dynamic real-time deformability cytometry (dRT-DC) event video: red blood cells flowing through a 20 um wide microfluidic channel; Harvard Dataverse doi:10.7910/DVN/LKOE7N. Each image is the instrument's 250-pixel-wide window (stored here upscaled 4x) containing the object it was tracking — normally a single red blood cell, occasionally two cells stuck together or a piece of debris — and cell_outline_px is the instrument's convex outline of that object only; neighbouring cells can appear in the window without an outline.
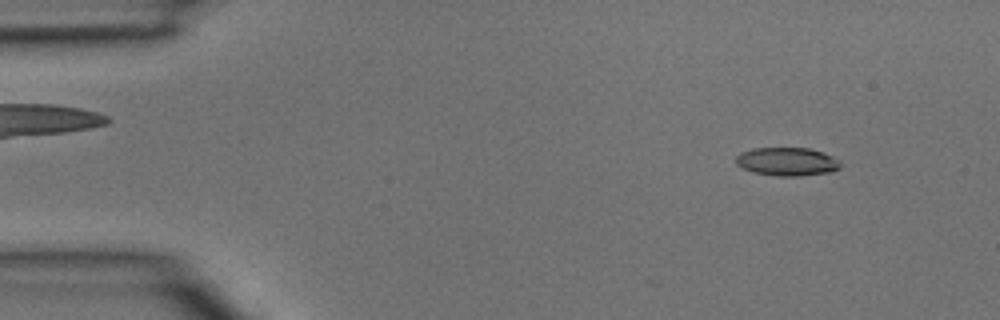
{"species": "common noctule bat (a hibernating species)", "species_latin": "Nyctalus noctula", "temperature_condition": "room temperature", "stored_images_in_passage": 2, "camera_frame_rate_fps": 3000, "um_per_image_px": 0.085, "animal": {"sex": "male", "body_mass_g": 15.6}, "frame": {"image": 1, "passage_image": 2, "time_ms": 0.333, "image_size_px": [1000, 320], "cell_outline_px": [[840, 168], [832, 172], [800, 176], [780, 176], [752, 172], [736, 164], [736, 156], [740, 152], [752, 148], [808, 148], [824, 152], [840, 160]], "centroid_in_image_um": [66.92, 13.73], "position_along_channel_um": 18.1, "area_um2": 17.4}}